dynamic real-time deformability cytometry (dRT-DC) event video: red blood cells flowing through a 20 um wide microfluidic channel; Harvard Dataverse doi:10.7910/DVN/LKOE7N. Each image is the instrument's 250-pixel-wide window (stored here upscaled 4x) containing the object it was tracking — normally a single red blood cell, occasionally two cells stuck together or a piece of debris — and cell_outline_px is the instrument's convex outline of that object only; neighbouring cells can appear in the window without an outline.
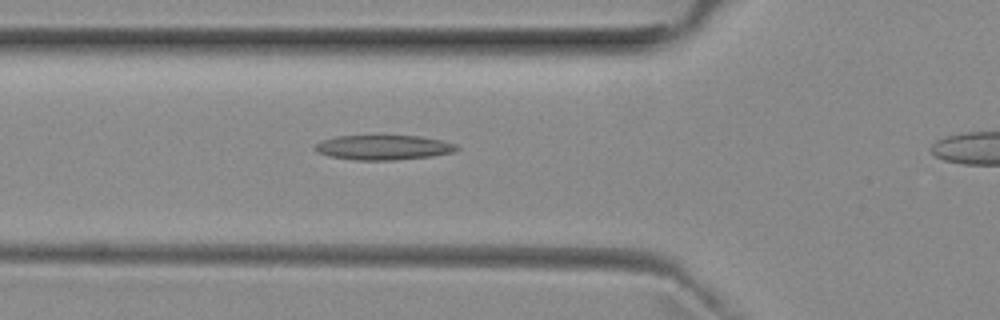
{"species": "common noctule bat (a hibernating species)", "species_latin": "Nyctalus noctula", "temperature_condition": "room temperature", "stored_images_in_passage": 28, "camera_frame_rate_fps": 3000, "um_per_image_px": 0.085, "animal": {"sex": "female", "body_mass_g": 29.2, "forearm_length_mm": 56.3}, "frame": {"image": 1, "passage_image": 4, "time_ms": 1.0, "image_size_px": [1000, 320], "cell_outline_px": [[460, 148], [456, 152], [432, 156], [392, 160], [356, 160], [332, 156], [320, 152], [312, 148], [316, 144], [324, 140], [336, 136], [420, 136], [440, 140], [456, 144]], "centroid_in_image_um": [32.65, 12.53], "position_along_channel_um": 93.1, "area_um2": 20.23}}
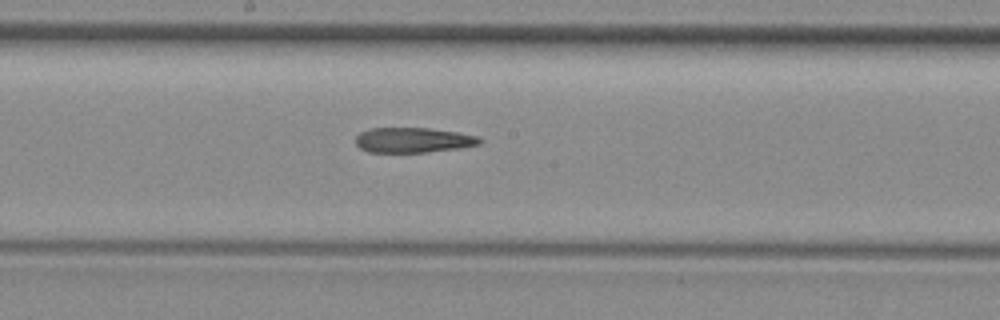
{"frame": {"image": 2, "passage_image": 13, "time_ms": 4.0, "image_size_px": [1000, 320], "cell_outline_px": [[484, 140], [480, 144], [456, 148], [424, 152], [368, 152], [360, 148], [356, 144], [356, 136], [360, 132], [372, 128], [428, 128], [456, 132], [476, 136]], "centroid_in_image_um": [35.09, 11.9], "position_along_channel_um": 213.1, "area_um2": 17.92}}
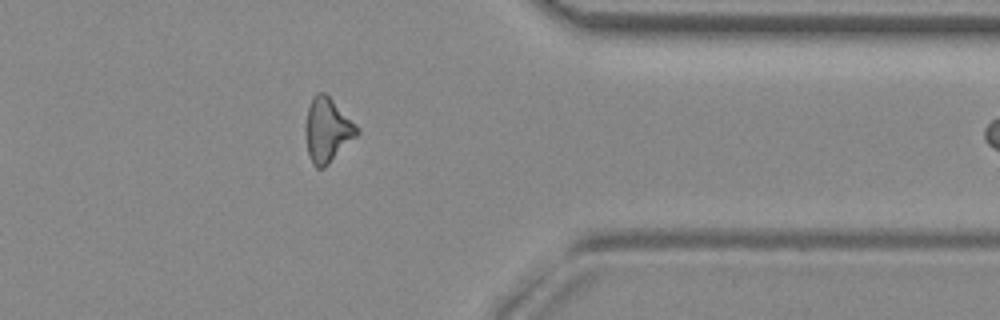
{"frame": {"image": 3, "passage_image": 27, "time_ms": 8.667, "image_size_px": [1000, 320], "cell_outline_px": [[360, 132], [324, 168], [316, 168], [312, 164], [308, 152], [304, 128], [308, 108], [316, 92], [324, 92], [360, 128]], "centroid_in_image_um": [27.81, 11.06], "position_along_channel_um": 383.6, "area_um2": 19.02}}